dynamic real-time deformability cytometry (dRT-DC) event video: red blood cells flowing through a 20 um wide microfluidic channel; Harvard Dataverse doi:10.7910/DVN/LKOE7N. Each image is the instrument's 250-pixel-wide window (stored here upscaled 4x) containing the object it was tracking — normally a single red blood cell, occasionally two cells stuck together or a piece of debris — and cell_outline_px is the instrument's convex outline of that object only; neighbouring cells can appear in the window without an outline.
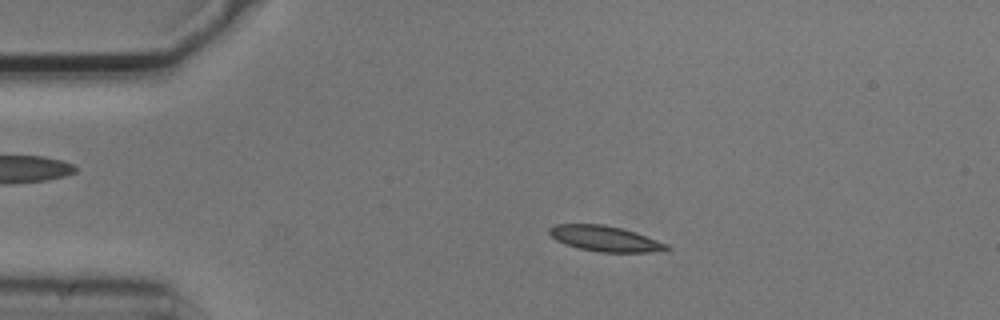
{"species": "common noctule bat (a hibernating species)", "species_latin": "Nyctalus noctula", "temperature_condition": "cold", "stored_images_in_passage": 3, "camera_frame_rate_fps": 3000, "um_per_image_px": 0.085, "animal": {"sex": "male", "body_mass_g": 20.5, "forearm_length_mm": 52.5}, "frame": {"image": 1, "passage_image": 1, "time_ms": 0.0, "image_size_px": [1000, 320], "cell_outline_px": [[672, 248], [648, 252], [600, 252], [580, 248], [564, 244], [556, 240], [548, 232], [548, 228], [556, 224], [604, 224], [636, 232], [668, 244]], "centroid_in_image_um": [51.4, 20.27], "position_along_channel_um": 33.6, "area_um2": 17.34}}
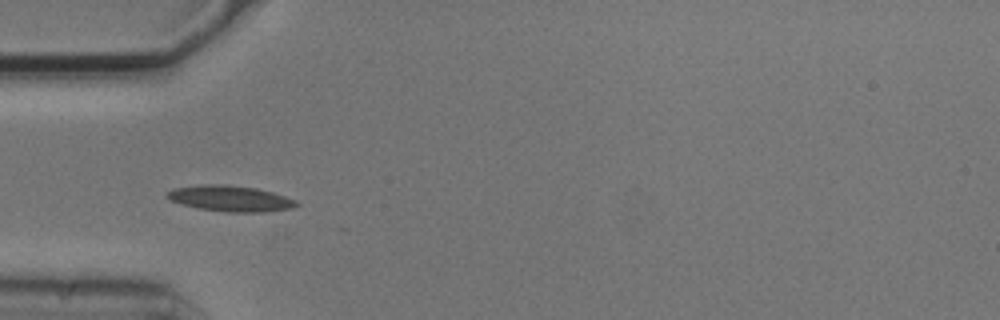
{"frame": {"image": 2, "passage_image": 2, "time_ms": 0.333, "image_size_px": [1000, 320], "cell_outline_px": [[300, 204], [292, 208], [264, 212], [224, 212], [200, 208], [168, 200], [164, 196], [164, 192], [172, 188], [204, 184], [224, 184], [256, 188], [272, 192], [296, 200]], "centroid_in_image_um": [19.53, 16.86], "position_along_channel_um": 65.5, "area_um2": 19.59}}
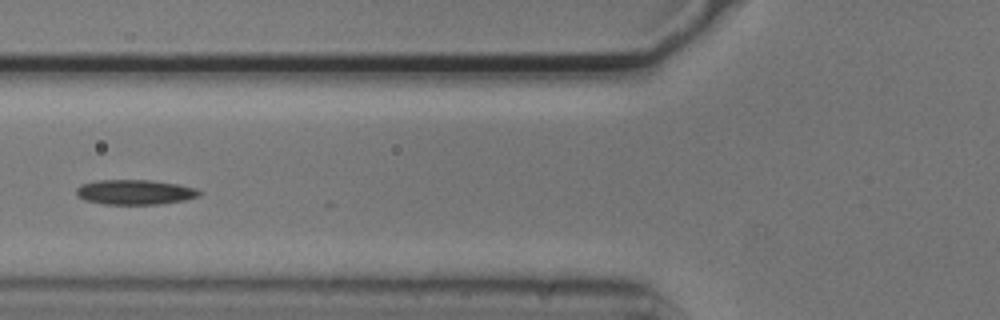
{"frame": {"image": 3, "passage_image": 3, "time_ms": 0.667, "image_size_px": [1000, 320], "cell_outline_px": [[200, 196], [184, 200], [156, 204], [104, 204], [84, 200], [76, 196], [76, 188], [80, 184], [96, 180], [152, 180], [180, 184], [196, 188], [200, 192]], "centroid_in_image_um": [11.44, 16.32], "position_along_channel_um": 114.4, "area_um2": 17.98}}